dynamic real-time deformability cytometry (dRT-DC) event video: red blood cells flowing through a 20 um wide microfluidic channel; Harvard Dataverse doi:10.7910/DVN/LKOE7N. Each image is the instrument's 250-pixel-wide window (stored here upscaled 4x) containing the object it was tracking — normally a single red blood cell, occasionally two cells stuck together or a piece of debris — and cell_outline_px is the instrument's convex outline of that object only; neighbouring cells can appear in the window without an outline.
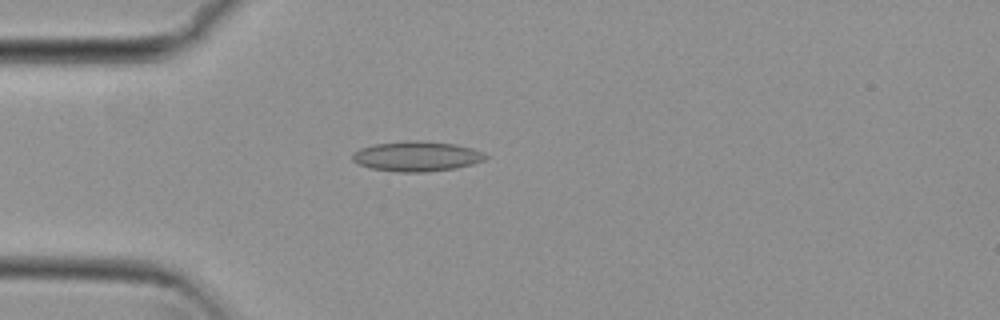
{"species": "common noctule bat (a hibernating species)", "species_latin": "Nyctalus noctula", "temperature_condition": "cold", "stored_images_in_passage": 49, "camera_frame_rate_fps": 3000, "um_per_image_px": 0.085, "animal": {"sex": "female", "body_mass_g": 29.2, "forearm_length_mm": 56.3}, "frame": {"image": 1, "passage_image": 10, "time_ms": 3.0, "image_size_px": [1000, 320], "cell_outline_px": [[488, 156], [484, 160], [472, 164], [456, 168], [424, 172], [396, 172], [372, 168], [360, 164], [352, 160], [352, 152], [360, 148], [376, 144], [408, 140], [420, 140], [452, 144], [472, 148], [484, 152]], "centroid_in_image_um": [35.42, 13.28], "position_along_channel_um": 49.6, "area_um2": 23.24}}
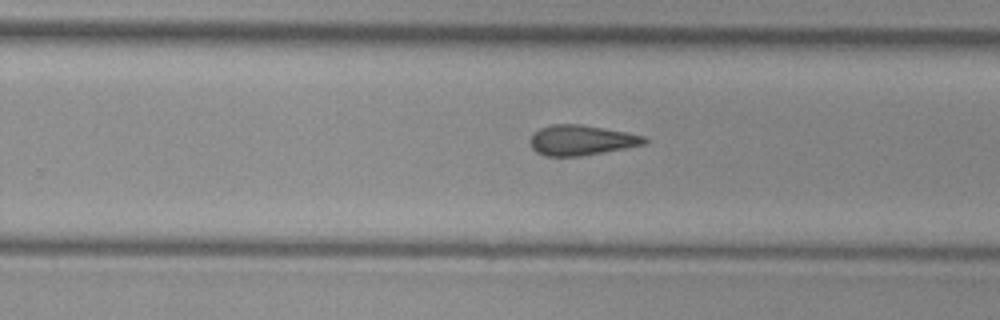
{"frame": {"image": 2, "passage_image": 29, "time_ms": 9.333, "image_size_px": [1000, 320], "cell_outline_px": [[648, 140], [644, 144], [624, 148], [580, 156], [544, 156], [536, 152], [532, 148], [528, 140], [532, 132], [540, 128], [552, 124], [580, 124], [624, 132], [644, 136]], "centroid_in_image_um": [49.32, 11.91], "position_along_channel_um": 280.5, "area_um2": 20.0}}
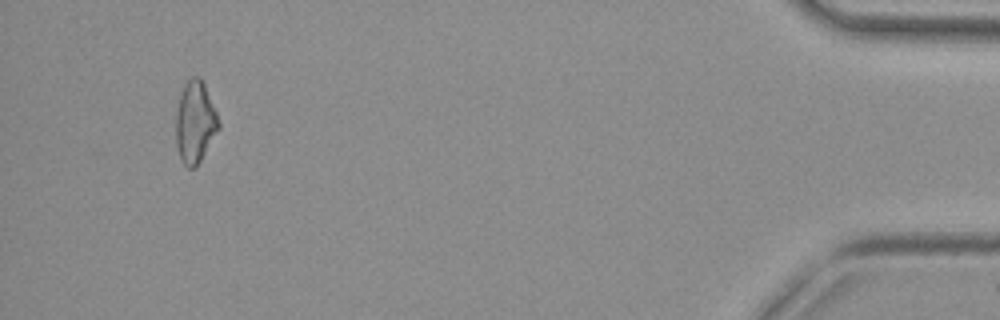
{"frame": {"image": 3, "passage_image": 46, "time_ms": 15.0, "image_size_px": [1000, 320], "cell_outline_px": [[220, 128], [196, 168], [188, 168], [180, 160], [176, 144], [176, 112], [180, 96], [188, 80], [192, 76], [200, 76], [204, 84], [216, 112], [220, 124]], "centroid_in_image_um": [16.58, 10.43], "position_along_channel_um": 418.6, "area_um2": 20.29}, "authors_computed_cell_mechanics": {"area_um2": 20.6346, "velocity_mm_per_s": 3.8345, "shape_relaxation_time_tau1_ms": null, "shape_relaxation_time_tau2_ms": 5.1892, "deformation_change_tau1": null, "deformation_change_tau2": 0.1322}}